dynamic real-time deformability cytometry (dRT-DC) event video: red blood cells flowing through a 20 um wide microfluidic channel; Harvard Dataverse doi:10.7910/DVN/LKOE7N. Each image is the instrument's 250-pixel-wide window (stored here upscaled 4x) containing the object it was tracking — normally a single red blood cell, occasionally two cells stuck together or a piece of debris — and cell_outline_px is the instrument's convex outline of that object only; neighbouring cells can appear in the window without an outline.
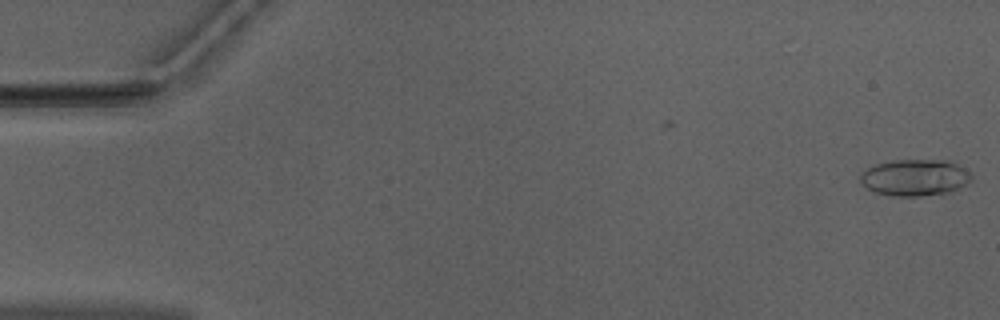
{"species": "Egyptian fruit bat (a non-hibernating species)", "species_latin": "Rousettus aegyptiacus", "temperature_condition": "warm", "stored_images_in_passage": 14, "camera_frame_rate_fps": 3000, "um_per_image_px": 0.085, "animal": {"sex": "male"}, "frame": {"image": 1, "passage_image": 1, "time_ms": 0.0, "image_size_px": [1000, 320], "cell_outline_px": [[972, 180], [960, 188], [948, 192], [920, 196], [892, 196], [876, 192], [868, 188], [860, 180], [860, 172], [876, 164], [892, 160], [948, 160], [964, 168], [972, 176]], "centroid_in_image_um": [77.77, 15.09], "position_along_channel_um": 7.2, "area_um2": 23.58}}